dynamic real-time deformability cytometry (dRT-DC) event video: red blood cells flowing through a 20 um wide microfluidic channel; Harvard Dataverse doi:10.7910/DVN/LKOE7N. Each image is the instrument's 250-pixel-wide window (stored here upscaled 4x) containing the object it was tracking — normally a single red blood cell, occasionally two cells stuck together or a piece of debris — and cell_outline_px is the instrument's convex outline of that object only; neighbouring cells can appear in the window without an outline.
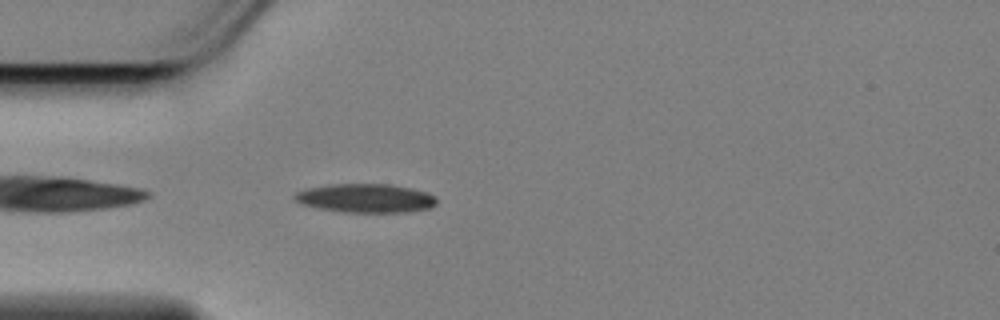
{"species": "Egyptian fruit bat (a non-hibernating species)", "species_latin": "Rousettus aegyptiacus", "temperature_condition": "cold", "stored_images_in_passage": 44, "camera_frame_rate_fps": 3000, "um_per_image_px": 0.085, "animal": {"sex": "female"}, "frame": {"image": 1, "passage_image": 2, "time_ms": 0.333, "image_size_px": [1000, 320], "cell_outline_px": [[436, 204], [428, 208], [404, 212], [344, 212], [320, 208], [300, 204], [292, 196], [296, 192], [308, 188], [328, 184], [392, 184], [412, 188], [428, 192], [436, 196]], "centroid_in_image_um": [31.09, 16.83], "position_along_channel_um": 53.9, "area_um2": 23.87}}
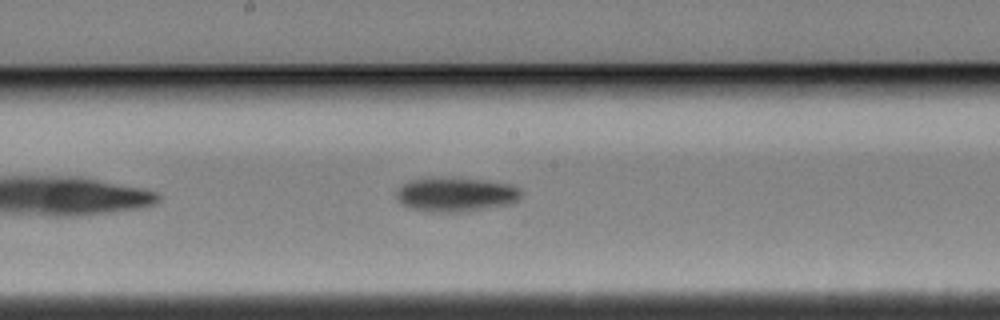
{"frame": {"image": 2, "passage_image": 16, "time_ms": 5.0, "image_size_px": [1000, 320], "cell_outline_px": [[524, 192], [520, 200], [512, 204], [460, 212], [432, 212], [408, 208], [396, 196], [396, 192], [404, 184], [412, 180], [428, 176], [436, 176], [484, 180], [508, 184], [520, 188]], "centroid_in_image_um": [38.79, 16.52], "position_along_channel_um": 209.4, "area_um2": 25.26}}
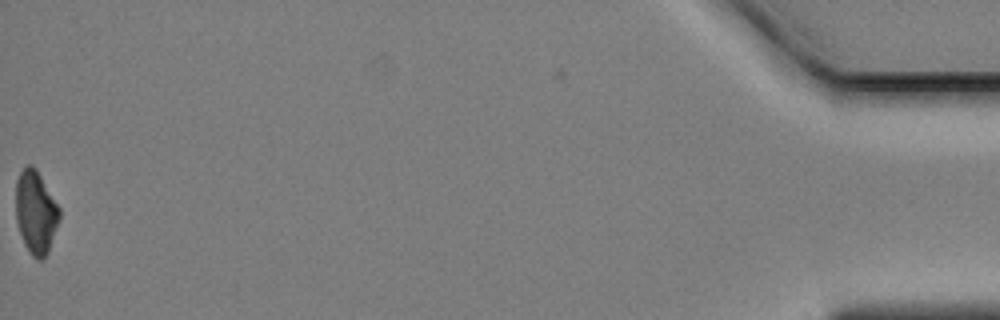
{"frame": {"image": 3, "passage_image": 44, "time_ms": 14.333, "image_size_px": [1000, 320], "cell_outline_px": [[60, 216], [48, 252], [40, 260], [36, 260], [28, 252], [24, 244], [16, 220], [16, 180], [24, 164], [32, 164], [36, 168], [60, 208]], "centroid_in_image_um": [3.02, 18.01], "position_along_channel_um": 432.2, "area_um2": 21.15}, "authors_computed_cell_mechanics": {"area_um2": 23.5535, "velocity_mm_per_s": 3.4417, "shape_relaxation_time_tau1_ms": 4.3188, "shape_relaxation_time_tau2_ms": null, "deformation_change_tau1": 0.1306, "deformation_change_tau2": null}}